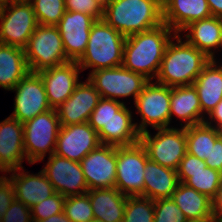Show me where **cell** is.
Listing matches in <instances>:
<instances>
[{
    "label": "cell",
    "instance_id": "47",
    "mask_svg": "<svg viewBox=\"0 0 222 222\" xmlns=\"http://www.w3.org/2000/svg\"><path fill=\"white\" fill-rule=\"evenodd\" d=\"M103 9L111 2V0H95Z\"/></svg>",
    "mask_w": 222,
    "mask_h": 222
},
{
    "label": "cell",
    "instance_id": "27",
    "mask_svg": "<svg viewBox=\"0 0 222 222\" xmlns=\"http://www.w3.org/2000/svg\"><path fill=\"white\" fill-rule=\"evenodd\" d=\"M94 219L103 222H122L127 195L116 187L88 190Z\"/></svg>",
    "mask_w": 222,
    "mask_h": 222
},
{
    "label": "cell",
    "instance_id": "12",
    "mask_svg": "<svg viewBox=\"0 0 222 222\" xmlns=\"http://www.w3.org/2000/svg\"><path fill=\"white\" fill-rule=\"evenodd\" d=\"M16 92L14 111L10 115L22 124L40 113L52 109L47 94L38 73L29 72L12 89Z\"/></svg>",
    "mask_w": 222,
    "mask_h": 222
},
{
    "label": "cell",
    "instance_id": "43",
    "mask_svg": "<svg viewBox=\"0 0 222 222\" xmlns=\"http://www.w3.org/2000/svg\"><path fill=\"white\" fill-rule=\"evenodd\" d=\"M204 123L208 126L222 130V100L207 114ZM215 124H214V123Z\"/></svg>",
    "mask_w": 222,
    "mask_h": 222
},
{
    "label": "cell",
    "instance_id": "38",
    "mask_svg": "<svg viewBox=\"0 0 222 222\" xmlns=\"http://www.w3.org/2000/svg\"><path fill=\"white\" fill-rule=\"evenodd\" d=\"M65 9L88 14L96 20L103 19V8L95 0H65Z\"/></svg>",
    "mask_w": 222,
    "mask_h": 222
},
{
    "label": "cell",
    "instance_id": "49",
    "mask_svg": "<svg viewBox=\"0 0 222 222\" xmlns=\"http://www.w3.org/2000/svg\"><path fill=\"white\" fill-rule=\"evenodd\" d=\"M212 221L213 222H222V215L221 216H214Z\"/></svg>",
    "mask_w": 222,
    "mask_h": 222
},
{
    "label": "cell",
    "instance_id": "35",
    "mask_svg": "<svg viewBox=\"0 0 222 222\" xmlns=\"http://www.w3.org/2000/svg\"><path fill=\"white\" fill-rule=\"evenodd\" d=\"M124 105L122 101L101 98L90 115L89 125L98 133Z\"/></svg>",
    "mask_w": 222,
    "mask_h": 222
},
{
    "label": "cell",
    "instance_id": "24",
    "mask_svg": "<svg viewBox=\"0 0 222 222\" xmlns=\"http://www.w3.org/2000/svg\"><path fill=\"white\" fill-rule=\"evenodd\" d=\"M173 116L185 123H180L183 128L204 123L206 117L202 115L199 97L193 85L171 87L170 121Z\"/></svg>",
    "mask_w": 222,
    "mask_h": 222
},
{
    "label": "cell",
    "instance_id": "25",
    "mask_svg": "<svg viewBox=\"0 0 222 222\" xmlns=\"http://www.w3.org/2000/svg\"><path fill=\"white\" fill-rule=\"evenodd\" d=\"M211 59L192 84L205 117L222 100V64Z\"/></svg>",
    "mask_w": 222,
    "mask_h": 222
},
{
    "label": "cell",
    "instance_id": "34",
    "mask_svg": "<svg viewBox=\"0 0 222 222\" xmlns=\"http://www.w3.org/2000/svg\"><path fill=\"white\" fill-rule=\"evenodd\" d=\"M64 212L71 222H89L94 219L93 209L87 193L66 197Z\"/></svg>",
    "mask_w": 222,
    "mask_h": 222
},
{
    "label": "cell",
    "instance_id": "40",
    "mask_svg": "<svg viewBox=\"0 0 222 222\" xmlns=\"http://www.w3.org/2000/svg\"><path fill=\"white\" fill-rule=\"evenodd\" d=\"M15 200V192L13 183L5 175L0 176V222L2 216L8 210L10 204Z\"/></svg>",
    "mask_w": 222,
    "mask_h": 222
},
{
    "label": "cell",
    "instance_id": "51",
    "mask_svg": "<svg viewBox=\"0 0 222 222\" xmlns=\"http://www.w3.org/2000/svg\"><path fill=\"white\" fill-rule=\"evenodd\" d=\"M188 222H213L212 220H205V221H188Z\"/></svg>",
    "mask_w": 222,
    "mask_h": 222
},
{
    "label": "cell",
    "instance_id": "13",
    "mask_svg": "<svg viewBox=\"0 0 222 222\" xmlns=\"http://www.w3.org/2000/svg\"><path fill=\"white\" fill-rule=\"evenodd\" d=\"M117 146L100 144L80 165L88 189L113 188L116 184Z\"/></svg>",
    "mask_w": 222,
    "mask_h": 222
},
{
    "label": "cell",
    "instance_id": "29",
    "mask_svg": "<svg viewBox=\"0 0 222 222\" xmlns=\"http://www.w3.org/2000/svg\"><path fill=\"white\" fill-rule=\"evenodd\" d=\"M29 72L24 48L0 43V87L12 90Z\"/></svg>",
    "mask_w": 222,
    "mask_h": 222
},
{
    "label": "cell",
    "instance_id": "14",
    "mask_svg": "<svg viewBox=\"0 0 222 222\" xmlns=\"http://www.w3.org/2000/svg\"><path fill=\"white\" fill-rule=\"evenodd\" d=\"M42 171L55 192L64 197L86 194L89 190L80 162L53 153Z\"/></svg>",
    "mask_w": 222,
    "mask_h": 222
},
{
    "label": "cell",
    "instance_id": "23",
    "mask_svg": "<svg viewBox=\"0 0 222 222\" xmlns=\"http://www.w3.org/2000/svg\"><path fill=\"white\" fill-rule=\"evenodd\" d=\"M132 119V112L124 105L98 132L101 144L130 146L140 142V133Z\"/></svg>",
    "mask_w": 222,
    "mask_h": 222
},
{
    "label": "cell",
    "instance_id": "20",
    "mask_svg": "<svg viewBox=\"0 0 222 222\" xmlns=\"http://www.w3.org/2000/svg\"><path fill=\"white\" fill-rule=\"evenodd\" d=\"M25 170L20 167L7 173H12L9 179L13 183L15 199L31 208L53 195L55 190L42 170L38 174H29Z\"/></svg>",
    "mask_w": 222,
    "mask_h": 222
},
{
    "label": "cell",
    "instance_id": "8",
    "mask_svg": "<svg viewBox=\"0 0 222 222\" xmlns=\"http://www.w3.org/2000/svg\"><path fill=\"white\" fill-rule=\"evenodd\" d=\"M171 87L149 81L139 93L134 104L141 122L135 123L140 134L147 131L148 126L154 129L170 128Z\"/></svg>",
    "mask_w": 222,
    "mask_h": 222
},
{
    "label": "cell",
    "instance_id": "31",
    "mask_svg": "<svg viewBox=\"0 0 222 222\" xmlns=\"http://www.w3.org/2000/svg\"><path fill=\"white\" fill-rule=\"evenodd\" d=\"M177 174L179 182L203 193L211 200L222 182V173L210 167L197 172H177Z\"/></svg>",
    "mask_w": 222,
    "mask_h": 222
},
{
    "label": "cell",
    "instance_id": "45",
    "mask_svg": "<svg viewBox=\"0 0 222 222\" xmlns=\"http://www.w3.org/2000/svg\"><path fill=\"white\" fill-rule=\"evenodd\" d=\"M212 16L222 18V0H207Z\"/></svg>",
    "mask_w": 222,
    "mask_h": 222
},
{
    "label": "cell",
    "instance_id": "32",
    "mask_svg": "<svg viewBox=\"0 0 222 222\" xmlns=\"http://www.w3.org/2000/svg\"><path fill=\"white\" fill-rule=\"evenodd\" d=\"M154 201L143 196H127L122 222H153Z\"/></svg>",
    "mask_w": 222,
    "mask_h": 222
},
{
    "label": "cell",
    "instance_id": "3",
    "mask_svg": "<svg viewBox=\"0 0 222 222\" xmlns=\"http://www.w3.org/2000/svg\"><path fill=\"white\" fill-rule=\"evenodd\" d=\"M103 20L127 37L163 24V8L154 0H111Z\"/></svg>",
    "mask_w": 222,
    "mask_h": 222
},
{
    "label": "cell",
    "instance_id": "21",
    "mask_svg": "<svg viewBox=\"0 0 222 222\" xmlns=\"http://www.w3.org/2000/svg\"><path fill=\"white\" fill-rule=\"evenodd\" d=\"M211 16L207 0H169L163 7V22L176 34L193 21Z\"/></svg>",
    "mask_w": 222,
    "mask_h": 222
},
{
    "label": "cell",
    "instance_id": "37",
    "mask_svg": "<svg viewBox=\"0 0 222 222\" xmlns=\"http://www.w3.org/2000/svg\"><path fill=\"white\" fill-rule=\"evenodd\" d=\"M65 199L66 197L55 192L50 197L32 206L30 209L33 221L47 219L52 215L63 212Z\"/></svg>",
    "mask_w": 222,
    "mask_h": 222
},
{
    "label": "cell",
    "instance_id": "26",
    "mask_svg": "<svg viewBox=\"0 0 222 222\" xmlns=\"http://www.w3.org/2000/svg\"><path fill=\"white\" fill-rule=\"evenodd\" d=\"M144 182V192L140 196L153 201L171 198L179 184L177 170L148 159L144 169Z\"/></svg>",
    "mask_w": 222,
    "mask_h": 222
},
{
    "label": "cell",
    "instance_id": "48",
    "mask_svg": "<svg viewBox=\"0 0 222 222\" xmlns=\"http://www.w3.org/2000/svg\"><path fill=\"white\" fill-rule=\"evenodd\" d=\"M156 1L162 8L164 7V5L169 1V0H154Z\"/></svg>",
    "mask_w": 222,
    "mask_h": 222
},
{
    "label": "cell",
    "instance_id": "42",
    "mask_svg": "<svg viewBox=\"0 0 222 222\" xmlns=\"http://www.w3.org/2000/svg\"><path fill=\"white\" fill-rule=\"evenodd\" d=\"M207 167L222 173V135L211 146L210 156L205 160Z\"/></svg>",
    "mask_w": 222,
    "mask_h": 222
},
{
    "label": "cell",
    "instance_id": "52",
    "mask_svg": "<svg viewBox=\"0 0 222 222\" xmlns=\"http://www.w3.org/2000/svg\"><path fill=\"white\" fill-rule=\"evenodd\" d=\"M89 222H103V221L97 220V219H92V220H90Z\"/></svg>",
    "mask_w": 222,
    "mask_h": 222
},
{
    "label": "cell",
    "instance_id": "50",
    "mask_svg": "<svg viewBox=\"0 0 222 222\" xmlns=\"http://www.w3.org/2000/svg\"><path fill=\"white\" fill-rule=\"evenodd\" d=\"M14 1H19V0H0V4H5V3H10V2H14Z\"/></svg>",
    "mask_w": 222,
    "mask_h": 222
},
{
    "label": "cell",
    "instance_id": "9",
    "mask_svg": "<svg viewBox=\"0 0 222 222\" xmlns=\"http://www.w3.org/2000/svg\"><path fill=\"white\" fill-rule=\"evenodd\" d=\"M156 130L158 132L153 136L150 130L140 134V142L145 147L148 158L159 165L177 170L187 152L185 128L170 127Z\"/></svg>",
    "mask_w": 222,
    "mask_h": 222
},
{
    "label": "cell",
    "instance_id": "33",
    "mask_svg": "<svg viewBox=\"0 0 222 222\" xmlns=\"http://www.w3.org/2000/svg\"><path fill=\"white\" fill-rule=\"evenodd\" d=\"M38 24L56 26L64 13L65 0H30Z\"/></svg>",
    "mask_w": 222,
    "mask_h": 222
},
{
    "label": "cell",
    "instance_id": "11",
    "mask_svg": "<svg viewBox=\"0 0 222 222\" xmlns=\"http://www.w3.org/2000/svg\"><path fill=\"white\" fill-rule=\"evenodd\" d=\"M148 159L141 142L117 146L115 187L119 192L127 196H139L144 192V169Z\"/></svg>",
    "mask_w": 222,
    "mask_h": 222
},
{
    "label": "cell",
    "instance_id": "22",
    "mask_svg": "<svg viewBox=\"0 0 222 222\" xmlns=\"http://www.w3.org/2000/svg\"><path fill=\"white\" fill-rule=\"evenodd\" d=\"M183 31H188L185 40L190 45L203 52L209 59H215V50L217 48L219 50L222 43V18L211 16L196 20L185 27Z\"/></svg>",
    "mask_w": 222,
    "mask_h": 222
},
{
    "label": "cell",
    "instance_id": "16",
    "mask_svg": "<svg viewBox=\"0 0 222 222\" xmlns=\"http://www.w3.org/2000/svg\"><path fill=\"white\" fill-rule=\"evenodd\" d=\"M93 16L81 12L66 11L56 25L63 41L65 54L70 61H78L84 54L92 25Z\"/></svg>",
    "mask_w": 222,
    "mask_h": 222
},
{
    "label": "cell",
    "instance_id": "44",
    "mask_svg": "<svg viewBox=\"0 0 222 222\" xmlns=\"http://www.w3.org/2000/svg\"><path fill=\"white\" fill-rule=\"evenodd\" d=\"M213 216L222 215V182L217 190L215 197L212 199Z\"/></svg>",
    "mask_w": 222,
    "mask_h": 222
},
{
    "label": "cell",
    "instance_id": "19",
    "mask_svg": "<svg viewBox=\"0 0 222 222\" xmlns=\"http://www.w3.org/2000/svg\"><path fill=\"white\" fill-rule=\"evenodd\" d=\"M26 158L23 124L8 116L0 122V172H10L22 166Z\"/></svg>",
    "mask_w": 222,
    "mask_h": 222
},
{
    "label": "cell",
    "instance_id": "30",
    "mask_svg": "<svg viewBox=\"0 0 222 222\" xmlns=\"http://www.w3.org/2000/svg\"><path fill=\"white\" fill-rule=\"evenodd\" d=\"M187 153L205 161L210 156L211 146L222 135V131L205 123L186 127Z\"/></svg>",
    "mask_w": 222,
    "mask_h": 222
},
{
    "label": "cell",
    "instance_id": "39",
    "mask_svg": "<svg viewBox=\"0 0 222 222\" xmlns=\"http://www.w3.org/2000/svg\"><path fill=\"white\" fill-rule=\"evenodd\" d=\"M1 222H33L31 209L15 199L2 216Z\"/></svg>",
    "mask_w": 222,
    "mask_h": 222
},
{
    "label": "cell",
    "instance_id": "17",
    "mask_svg": "<svg viewBox=\"0 0 222 222\" xmlns=\"http://www.w3.org/2000/svg\"><path fill=\"white\" fill-rule=\"evenodd\" d=\"M81 68L76 61L38 72L42 78L47 99L51 108L56 109L74 92L79 82Z\"/></svg>",
    "mask_w": 222,
    "mask_h": 222
},
{
    "label": "cell",
    "instance_id": "46",
    "mask_svg": "<svg viewBox=\"0 0 222 222\" xmlns=\"http://www.w3.org/2000/svg\"><path fill=\"white\" fill-rule=\"evenodd\" d=\"M33 222H71L70 219L66 216L65 212L52 215L51 217L43 220H37Z\"/></svg>",
    "mask_w": 222,
    "mask_h": 222
},
{
    "label": "cell",
    "instance_id": "4",
    "mask_svg": "<svg viewBox=\"0 0 222 222\" xmlns=\"http://www.w3.org/2000/svg\"><path fill=\"white\" fill-rule=\"evenodd\" d=\"M126 37L103 19L92 25L86 50L77 61L81 71L114 68L123 64Z\"/></svg>",
    "mask_w": 222,
    "mask_h": 222
},
{
    "label": "cell",
    "instance_id": "7",
    "mask_svg": "<svg viewBox=\"0 0 222 222\" xmlns=\"http://www.w3.org/2000/svg\"><path fill=\"white\" fill-rule=\"evenodd\" d=\"M38 25L33 6L29 1L19 0L1 5V44L25 48Z\"/></svg>",
    "mask_w": 222,
    "mask_h": 222
},
{
    "label": "cell",
    "instance_id": "6",
    "mask_svg": "<svg viewBox=\"0 0 222 222\" xmlns=\"http://www.w3.org/2000/svg\"><path fill=\"white\" fill-rule=\"evenodd\" d=\"M60 127L53 108L23 123L24 149L29 164L44 161L47 152L49 156L54 153Z\"/></svg>",
    "mask_w": 222,
    "mask_h": 222
},
{
    "label": "cell",
    "instance_id": "15",
    "mask_svg": "<svg viewBox=\"0 0 222 222\" xmlns=\"http://www.w3.org/2000/svg\"><path fill=\"white\" fill-rule=\"evenodd\" d=\"M100 144L98 133L88 122L61 126L58 132L54 154L80 162Z\"/></svg>",
    "mask_w": 222,
    "mask_h": 222
},
{
    "label": "cell",
    "instance_id": "28",
    "mask_svg": "<svg viewBox=\"0 0 222 222\" xmlns=\"http://www.w3.org/2000/svg\"><path fill=\"white\" fill-rule=\"evenodd\" d=\"M171 198L188 221L212 220L214 217L212 200L184 183L179 182Z\"/></svg>",
    "mask_w": 222,
    "mask_h": 222
},
{
    "label": "cell",
    "instance_id": "2",
    "mask_svg": "<svg viewBox=\"0 0 222 222\" xmlns=\"http://www.w3.org/2000/svg\"><path fill=\"white\" fill-rule=\"evenodd\" d=\"M167 45L155 80L168 87L189 86L211 60L176 34Z\"/></svg>",
    "mask_w": 222,
    "mask_h": 222
},
{
    "label": "cell",
    "instance_id": "36",
    "mask_svg": "<svg viewBox=\"0 0 222 222\" xmlns=\"http://www.w3.org/2000/svg\"><path fill=\"white\" fill-rule=\"evenodd\" d=\"M153 222H188V220L172 198H165L154 201Z\"/></svg>",
    "mask_w": 222,
    "mask_h": 222
},
{
    "label": "cell",
    "instance_id": "41",
    "mask_svg": "<svg viewBox=\"0 0 222 222\" xmlns=\"http://www.w3.org/2000/svg\"><path fill=\"white\" fill-rule=\"evenodd\" d=\"M206 167L205 161L186 152L185 156L180 161L177 172H197L204 170Z\"/></svg>",
    "mask_w": 222,
    "mask_h": 222
},
{
    "label": "cell",
    "instance_id": "10",
    "mask_svg": "<svg viewBox=\"0 0 222 222\" xmlns=\"http://www.w3.org/2000/svg\"><path fill=\"white\" fill-rule=\"evenodd\" d=\"M88 80L100 93L101 98L118 100L133 96L134 102L149 82L143 75L126 69L123 65L99 69L89 73Z\"/></svg>",
    "mask_w": 222,
    "mask_h": 222
},
{
    "label": "cell",
    "instance_id": "18",
    "mask_svg": "<svg viewBox=\"0 0 222 222\" xmlns=\"http://www.w3.org/2000/svg\"><path fill=\"white\" fill-rule=\"evenodd\" d=\"M100 93L88 80L80 82L71 96L56 108L61 126L86 123L99 100Z\"/></svg>",
    "mask_w": 222,
    "mask_h": 222
},
{
    "label": "cell",
    "instance_id": "5",
    "mask_svg": "<svg viewBox=\"0 0 222 222\" xmlns=\"http://www.w3.org/2000/svg\"><path fill=\"white\" fill-rule=\"evenodd\" d=\"M28 68L32 73L69 62L57 26L38 25L24 48Z\"/></svg>",
    "mask_w": 222,
    "mask_h": 222
},
{
    "label": "cell",
    "instance_id": "1",
    "mask_svg": "<svg viewBox=\"0 0 222 222\" xmlns=\"http://www.w3.org/2000/svg\"><path fill=\"white\" fill-rule=\"evenodd\" d=\"M173 32L163 23L155 28L127 36L122 65L130 71L143 75L149 81L154 80L167 45L176 35Z\"/></svg>",
    "mask_w": 222,
    "mask_h": 222
}]
</instances>
